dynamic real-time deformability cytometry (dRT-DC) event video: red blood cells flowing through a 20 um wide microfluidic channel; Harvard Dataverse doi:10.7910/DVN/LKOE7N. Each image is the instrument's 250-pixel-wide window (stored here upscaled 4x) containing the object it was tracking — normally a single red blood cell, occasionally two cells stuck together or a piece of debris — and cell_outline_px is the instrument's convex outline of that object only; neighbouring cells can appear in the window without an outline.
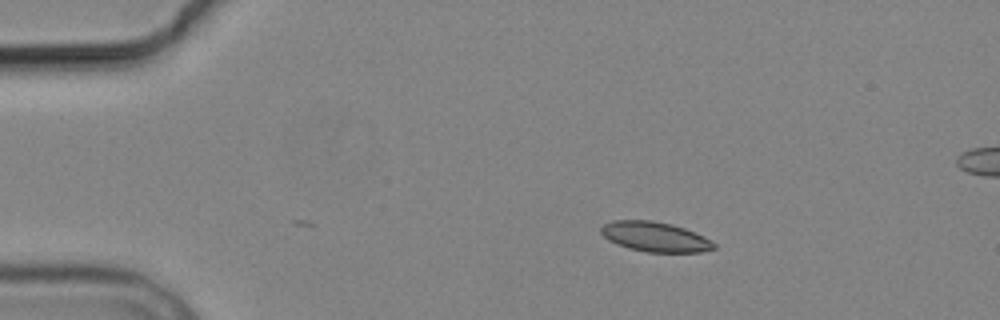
{"species": "common noctule bat (a hibernating species)", "species_latin": "Nyctalus noctula", "temperature_condition": "cold", "stored_images_in_passage": 4, "camera_frame_rate_fps": 3000, "um_per_image_px": 0.085, "animal": {"sex": "male", "body_mass_g": 19.2, "forearm_length_mm": 51.8}, "frame": {"image": 1, "passage_image": 4, "time_ms": 3.333, "image_size_px": [1000, 320], "cell_outline_px": [[716, 248], [700, 252], [648, 252], [628, 248], [616, 244], [608, 240], [600, 232], [600, 228], [604, 224], [612, 220], [652, 220], [672, 224], [684, 228], [704, 236], [712, 240], [716, 244]], "centroid_in_image_um": [55.68, 20.12], "position_along_channel_um": 29.3, "area_um2": 19.77}}